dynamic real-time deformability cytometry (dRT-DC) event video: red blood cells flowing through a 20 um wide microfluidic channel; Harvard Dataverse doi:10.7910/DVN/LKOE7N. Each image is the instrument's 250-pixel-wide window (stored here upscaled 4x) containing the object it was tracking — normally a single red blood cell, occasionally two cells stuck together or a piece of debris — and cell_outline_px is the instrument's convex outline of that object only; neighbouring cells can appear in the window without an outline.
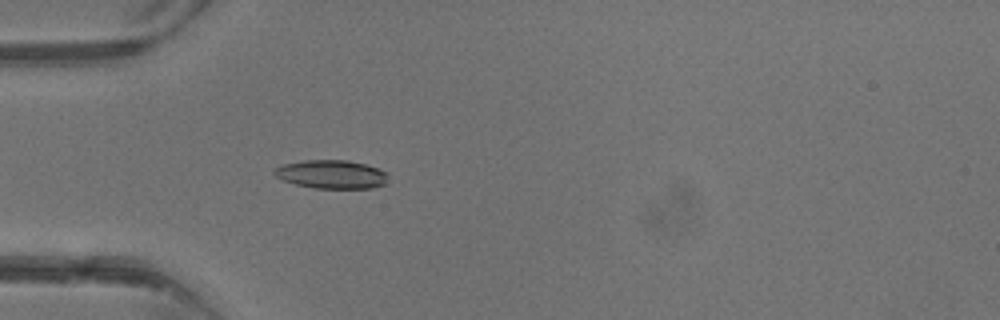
{"species": "common noctule bat (a hibernating species)", "species_latin": "Nyctalus noctula", "temperature_condition": "warm", "stored_images_in_passage": 4, "camera_frame_rate_fps": 3000, "um_per_image_px": 0.085, "animal": {"sex": "male", "body_mass_g": 13.3}, "frame": {"image": 1, "passage_image": 4, "time_ms": 3.667, "image_size_px": [1000, 320], "cell_outline_px": [[384, 184], [372, 188], [316, 188], [296, 184], [284, 180], [276, 176], [272, 172], [276, 168], [284, 164], [304, 160], [348, 160], [364, 164], [376, 168], [384, 172]], "centroid_in_image_um": [28.12, 14.81], "position_along_channel_um": 56.9, "area_um2": 18.44}}